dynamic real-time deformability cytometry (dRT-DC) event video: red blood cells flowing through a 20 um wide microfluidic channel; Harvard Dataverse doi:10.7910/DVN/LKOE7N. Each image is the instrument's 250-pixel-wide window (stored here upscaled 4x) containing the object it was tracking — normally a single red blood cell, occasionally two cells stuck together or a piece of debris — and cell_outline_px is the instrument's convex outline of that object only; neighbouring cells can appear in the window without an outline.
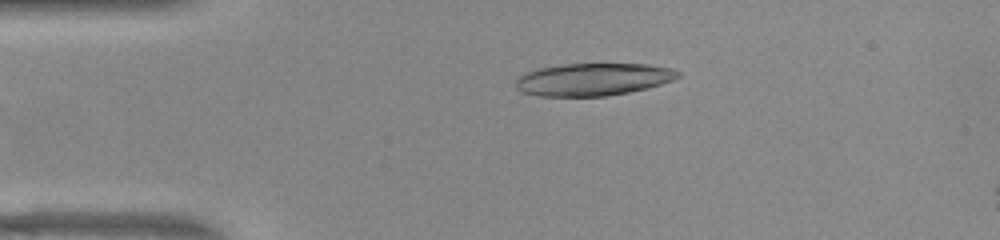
{"species": "common noctule bat (a hibernating species)", "species_latin": "Nyctalus noctula", "temperature_condition": "warm", "stored_images_in_passage": 49, "camera_frame_rate_fps": 3000, "um_per_image_px": 0.085, "animal": {"sex": "female", "body_mass_g": 22.0, "forearm_length_mm": 56.7}, "frame": {"image": 1, "passage_image": 8, "time_ms": 2.333, "image_size_px": [1000, 240], "cell_outline_px": [[680, 76], [672, 80], [648, 88], [608, 96], [540, 96], [520, 92], [516, 88], [516, 76], [524, 72], [536, 68], [564, 64], [648, 64], [672, 68], [680, 72]], "centroid_in_image_um": [50.37, 6.74], "position_along_channel_um": 34.6, "area_um2": 30.98}}